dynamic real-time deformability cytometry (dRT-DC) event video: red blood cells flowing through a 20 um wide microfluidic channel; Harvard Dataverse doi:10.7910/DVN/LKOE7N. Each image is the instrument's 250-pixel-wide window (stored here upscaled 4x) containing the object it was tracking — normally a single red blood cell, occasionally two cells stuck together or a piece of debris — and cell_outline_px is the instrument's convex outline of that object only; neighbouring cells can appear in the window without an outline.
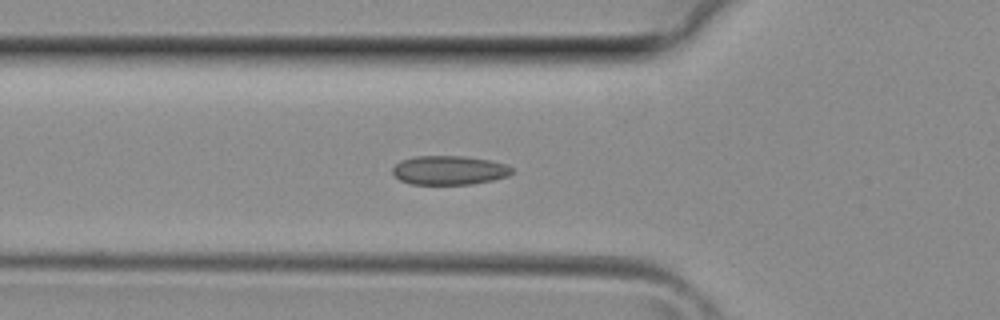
{"species": "common noctule bat (a hibernating species)", "species_latin": "Nyctalus noctula", "temperature_condition": "room temperature", "stored_images_in_passage": 39, "camera_frame_rate_fps": 3000, "um_per_image_px": 0.085, "animal": {"sex": "female", "body_mass_g": 29.2, "forearm_length_mm": 56.3}, "frame": {"image": 1, "passage_image": 13, "time_ms": 4.0, "image_size_px": [1000, 320], "cell_outline_px": [[512, 172], [508, 176], [492, 180], [472, 184], [412, 184], [400, 180], [392, 172], [392, 168], [400, 160], [416, 156], [464, 156], [488, 160], [508, 164], [512, 168]], "centroid_in_image_um": [38.18, 14.46], "position_along_channel_um": 87.6, "area_um2": 20.17}}
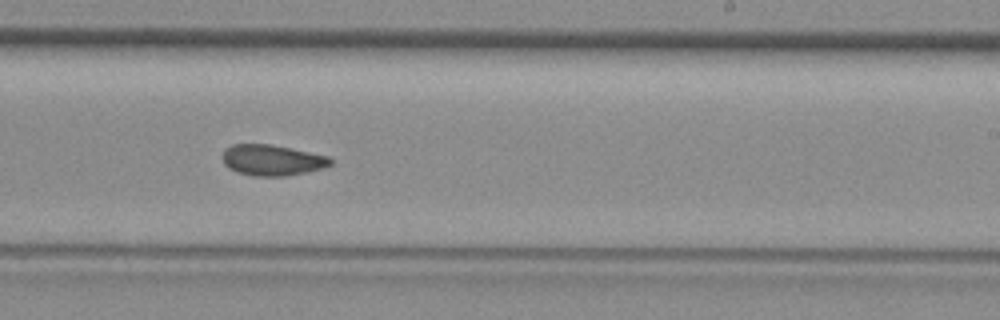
{"frame": {"image": 2, "passage_image": 23, "time_ms": 7.333, "image_size_px": [1000, 320], "cell_outline_px": [[332, 164], [324, 168], [308, 172], [284, 176], [252, 176], [236, 172], [228, 168], [224, 164], [224, 148], [232, 144], [272, 144], [328, 156], [332, 160]], "centroid_in_image_um": [23.13, 13.61], "position_along_channel_um": 265.9, "area_um2": 19.54}}
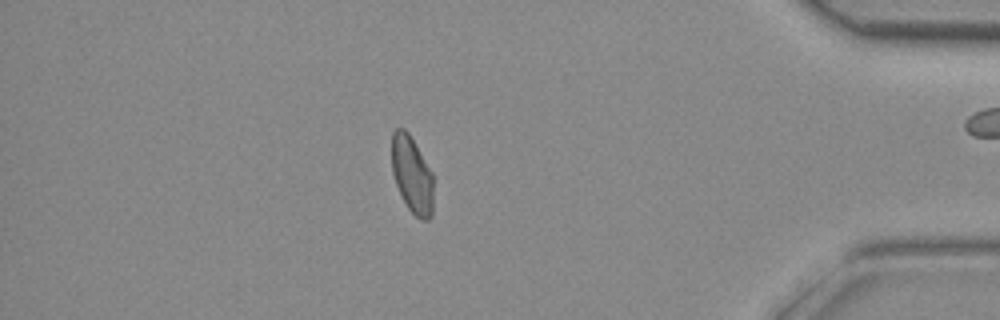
{"frame": {"image": 3, "passage_image": 33, "time_ms": 10.667, "image_size_px": [1000, 320], "cell_outline_px": [[432, 216], [428, 220], [424, 220], [416, 216], [408, 208], [396, 184], [392, 172], [392, 132], [396, 128], [404, 128], [408, 132], [432, 172]], "centroid_in_image_um": [35.01, 14.83], "position_along_channel_um": 400.2, "area_um2": 18.38}}